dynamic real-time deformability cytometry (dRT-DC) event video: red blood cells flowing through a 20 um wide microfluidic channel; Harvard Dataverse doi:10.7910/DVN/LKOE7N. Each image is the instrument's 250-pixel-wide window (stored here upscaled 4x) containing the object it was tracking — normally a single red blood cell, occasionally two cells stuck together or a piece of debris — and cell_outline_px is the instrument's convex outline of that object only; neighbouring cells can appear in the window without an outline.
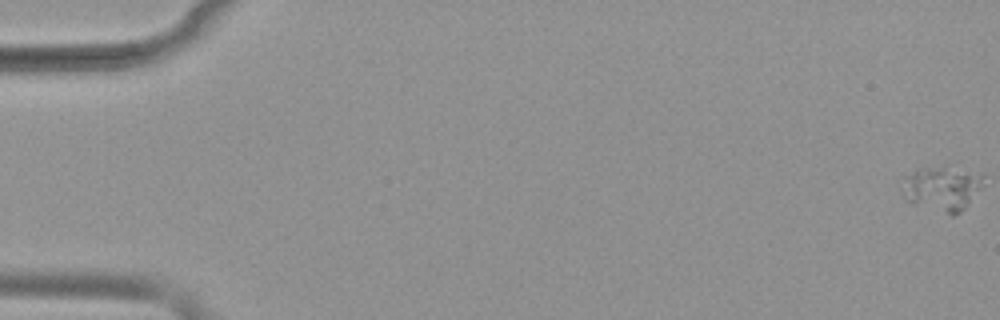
{"species": "common noctule bat (a hibernating species)", "species_latin": "Nyctalus noctula", "temperature_condition": "warm", "stored_images_in_passage": 55, "camera_frame_rate_fps": 3000, "um_per_image_px": 0.085, "animal": {"sex": "female", "body_mass_g": 19.9}, "frame": {"image": 1, "passage_image": 1, "time_ms": 0.0, "image_size_px": [1000, 320], "cell_outline_px": [[972, 180], [968, 200], [964, 208], [960, 212], [952, 216], [912, 204], [908, 200], [904, 176], [928, 168], [944, 168], [968, 176]], "centroid_in_image_um": [79.79, 16.16], "position_along_channel_um": 5.2, "area_um2": 17.57}}
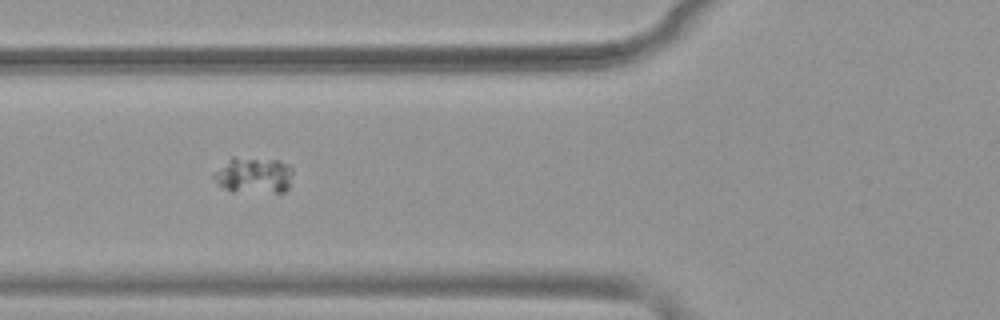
{"frame": {"image": 2, "passage_image": 22, "time_ms": 7.0, "image_size_px": [1000, 320], "cell_outline_px": [[292, 172], [288, 188], [284, 192], [232, 192], [224, 188], [212, 176], [232, 156], [276, 160], [288, 164], [292, 168]], "centroid_in_image_um": [21.59, 14.9], "position_along_channel_um": 104.2, "area_um2": 16.53}}
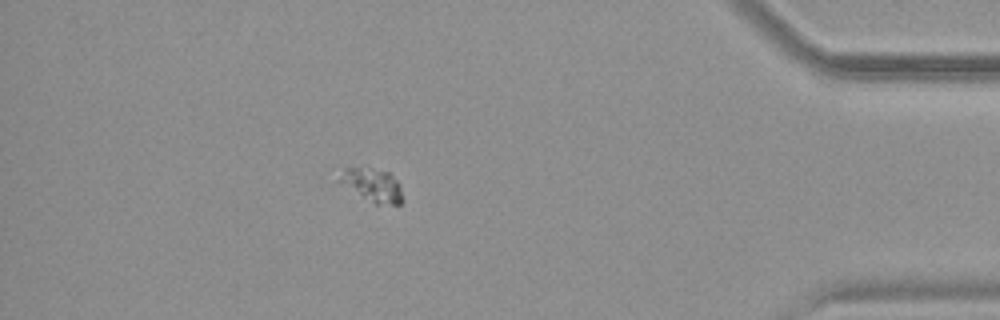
{"frame": {"image": 3, "passage_image": 49, "time_ms": 16.0, "image_size_px": [1000, 320], "cell_outline_px": [[404, 200], [400, 204], [376, 204], [336, 180], [344, 168], [372, 168], [388, 172], [400, 184]], "centroid_in_image_um": [31.69, 15.72], "position_along_channel_um": 403.5, "area_um2": 12.02}}